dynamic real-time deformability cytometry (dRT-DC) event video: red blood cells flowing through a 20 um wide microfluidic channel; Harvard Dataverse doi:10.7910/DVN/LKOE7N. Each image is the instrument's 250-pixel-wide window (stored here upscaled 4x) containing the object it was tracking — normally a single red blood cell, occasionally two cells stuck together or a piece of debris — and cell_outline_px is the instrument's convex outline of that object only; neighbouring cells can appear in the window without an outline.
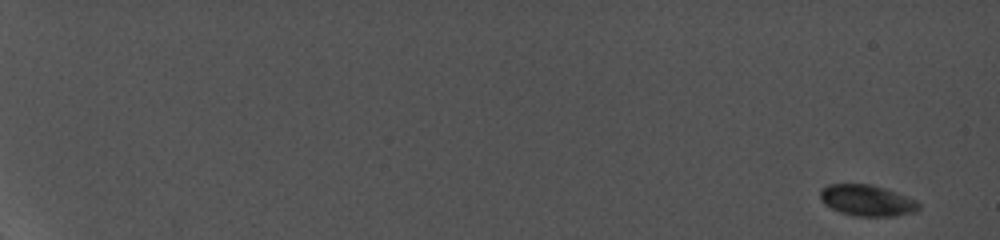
{"species": "common noctule bat (a hibernating species)", "species_latin": "Nyctalus noctula", "temperature_condition": "cold", "stored_images_in_passage": 30, "camera_frame_rate_fps": 5000, "um_per_image_px": 0.085, "animal": {"sex": "female", "body_mass_g": 19.0, "forearm_length_mm": 56.7}, "frame": {"image": 1, "passage_image": 1, "time_ms": 0.0, "image_size_px": [1000, 240], "cell_outline_px": [[920, 208], [916, 212], [896, 216], [852, 216], [840, 212], [824, 204], [820, 200], [820, 188], [828, 184], [868, 184], [916, 200], [920, 204]], "centroid_in_image_um": [73.65, 17.06], "position_along_channel_um": 11.3, "area_um2": 17.74}}
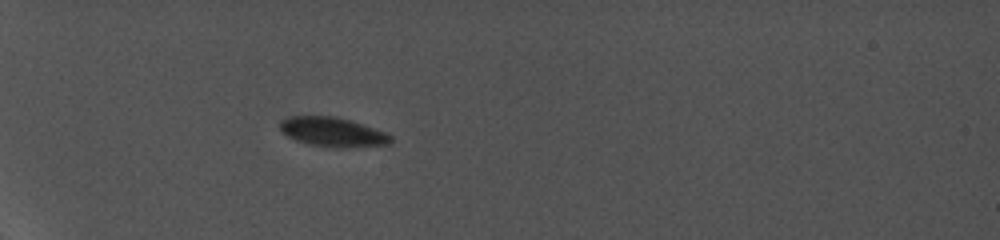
{"frame": {"image": 2, "passage_image": 16, "time_ms": 6.8, "image_size_px": [1000, 240], "cell_outline_px": [[392, 140], [388, 144], [344, 148], [336, 148], [308, 144], [296, 140], [288, 136], [280, 128], [280, 120], [288, 116], [336, 116], [352, 120], [384, 132], [392, 136]], "centroid_in_image_um": [28.27, 11.21], "position_along_channel_um": 56.7, "area_um2": 18.96}}
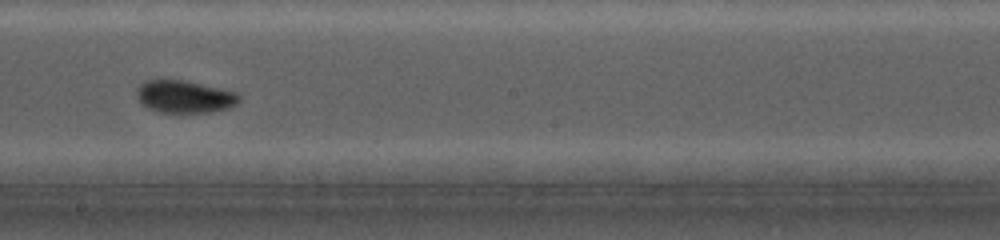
{"frame": {"image": 3, "passage_image": 29, "time_ms": 12.4, "image_size_px": [1000, 240], "cell_outline_px": [[240, 100], [236, 104], [228, 108], [208, 112], [160, 112], [148, 108], [136, 96], [136, 88], [144, 80], [184, 80], [240, 92]], "centroid_in_image_um": [15.71, 8.2], "position_along_channel_um": 232.5, "area_um2": 19.42}}